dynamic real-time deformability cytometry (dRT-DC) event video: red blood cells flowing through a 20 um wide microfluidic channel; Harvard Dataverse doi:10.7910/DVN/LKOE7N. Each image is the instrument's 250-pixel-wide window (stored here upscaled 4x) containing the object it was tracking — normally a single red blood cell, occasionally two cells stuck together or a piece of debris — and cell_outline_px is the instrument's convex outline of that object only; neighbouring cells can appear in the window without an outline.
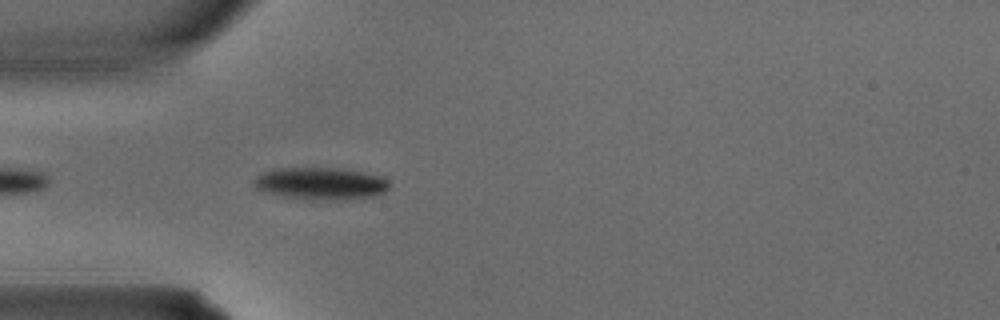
{"species": "common noctule bat (a hibernating species)", "species_latin": "Nyctalus noctula", "temperature_condition": "warm", "stored_images_in_passage": 2, "camera_frame_rate_fps": 3000, "um_per_image_px": 0.085, "animal": {"sex": "male", "body_mass_g": 15.6}, "frame": {"image": 1, "passage_image": 2, "time_ms": 0.333, "image_size_px": [1000, 320], "cell_outline_px": [[388, 188], [384, 192], [372, 196], [276, 196], [256, 188], [252, 180], [256, 176], [264, 172], [276, 168], [344, 168], [384, 176], [388, 180]], "centroid_in_image_um": [27.22, 15.51], "position_along_channel_um": 57.8, "area_um2": 23.99}}